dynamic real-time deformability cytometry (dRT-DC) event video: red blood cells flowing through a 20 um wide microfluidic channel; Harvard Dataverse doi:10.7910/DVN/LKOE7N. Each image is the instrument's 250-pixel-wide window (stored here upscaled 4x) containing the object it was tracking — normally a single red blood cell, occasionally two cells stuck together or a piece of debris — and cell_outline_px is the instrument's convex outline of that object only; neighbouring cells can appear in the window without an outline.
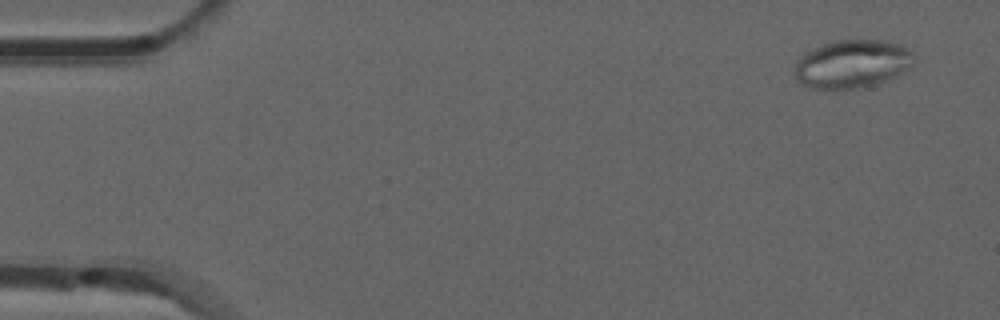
{"species": "common noctule bat (a hibernating species)", "species_latin": "Nyctalus noctula", "temperature_condition": "room temperature", "stored_images_in_passage": 12, "camera_frame_rate_fps": 3000, "um_per_image_px": 0.085, "animal": {"sex": "male", "forearm_length_mm": 52.5}, "frame": {"image": 1, "passage_image": 3, "time_ms": 0.667, "image_size_px": [1000, 320], "cell_outline_px": [[912, 64], [904, 72], [888, 80], [856, 88], [812, 88], [796, 80], [796, 60], [804, 52], [812, 48], [832, 40], [884, 40], [896, 44], [912, 52]], "centroid_in_image_um": [72.39, 5.41], "position_along_channel_um": 12.6, "area_um2": 33.12}}